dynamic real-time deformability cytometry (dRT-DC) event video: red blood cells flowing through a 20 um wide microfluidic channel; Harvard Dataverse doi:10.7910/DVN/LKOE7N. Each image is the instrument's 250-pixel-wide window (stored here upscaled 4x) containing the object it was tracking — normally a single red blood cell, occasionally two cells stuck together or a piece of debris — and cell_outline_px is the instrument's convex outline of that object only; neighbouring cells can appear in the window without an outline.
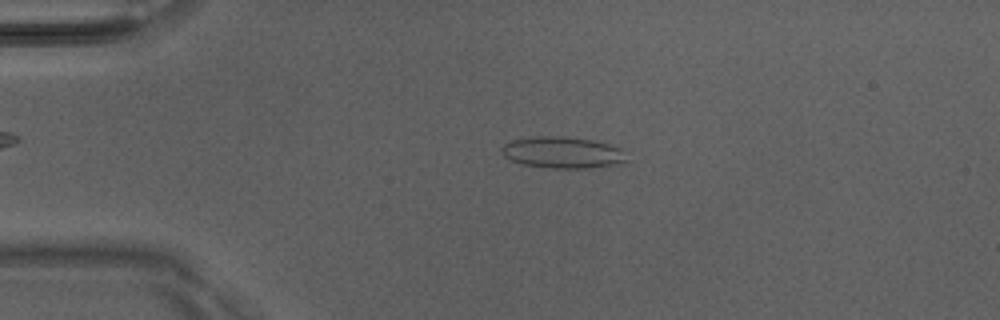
{"species": "Egyptian fruit bat (a non-hibernating species)", "species_latin": "Rousettus aegyptiacus", "temperature_condition": "room temperature", "stored_images_in_passage": 50, "camera_frame_rate_fps": 3000, "um_per_image_px": 0.085, "animal": {"sex": "male"}, "frame": {"image": 1, "passage_image": 11, "time_ms": 3.333, "image_size_px": [1000, 320], "cell_outline_px": [[628, 164], [588, 168], [552, 168], [524, 164], [512, 160], [504, 156], [500, 152], [500, 148], [504, 144], [512, 140], [536, 136], [556, 136], [592, 140], [624, 148], [628, 160]], "centroid_in_image_um": [47.91, 12.97], "position_along_channel_um": 37.1, "area_um2": 23.24}}
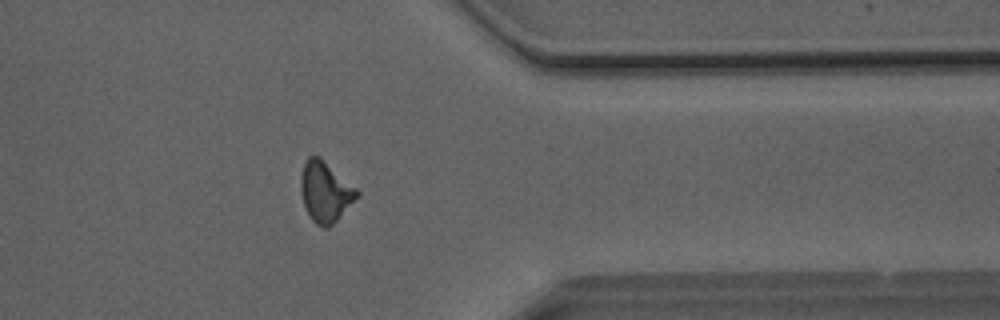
{"frame": {"image": 2, "passage_image": 40, "time_ms": 13.0, "image_size_px": [1000, 320], "cell_outline_px": [[360, 196], [328, 228], [320, 228], [312, 220], [304, 204], [300, 192], [300, 176], [304, 164], [308, 156], [320, 156], [356, 188], [360, 192]], "centroid_in_image_um": [27.65, 16.3], "position_along_channel_um": 383.8, "area_um2": 19.83}}
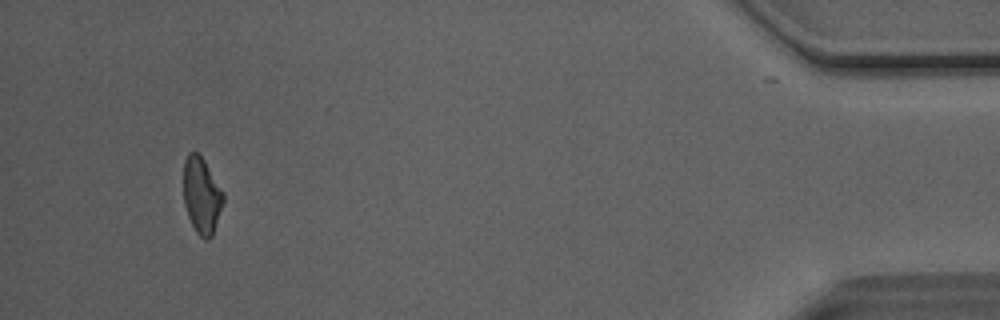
{"frame": {"image": 3, "passage_image": 47, "time_ms": 15.333, "image_size_px": [1000, 320], "cell_outline_px": [[224, 200], [212, 236], [208, 240], [204, 240], [196, 232], [188, 216], [184, 204], [184, 160], [188, 152], [196, 152], [204, 160], [224, 192]], "centroid_in_image_um": [17.14, 16.62], "position_along_channel_um": 418.1, "area_um2": 17.63}, "authors_computed_cell_mechanics": {"area_um2": 19.5364, "velocity_mm_per_s": 4.0979, "shape_relaxation_time_tau1_ms": null, "shape_relaxation_time_tau2_ms": 1.8601, "deformation_change_tau1": null, "deformation_change_tau2": 0.0982}}